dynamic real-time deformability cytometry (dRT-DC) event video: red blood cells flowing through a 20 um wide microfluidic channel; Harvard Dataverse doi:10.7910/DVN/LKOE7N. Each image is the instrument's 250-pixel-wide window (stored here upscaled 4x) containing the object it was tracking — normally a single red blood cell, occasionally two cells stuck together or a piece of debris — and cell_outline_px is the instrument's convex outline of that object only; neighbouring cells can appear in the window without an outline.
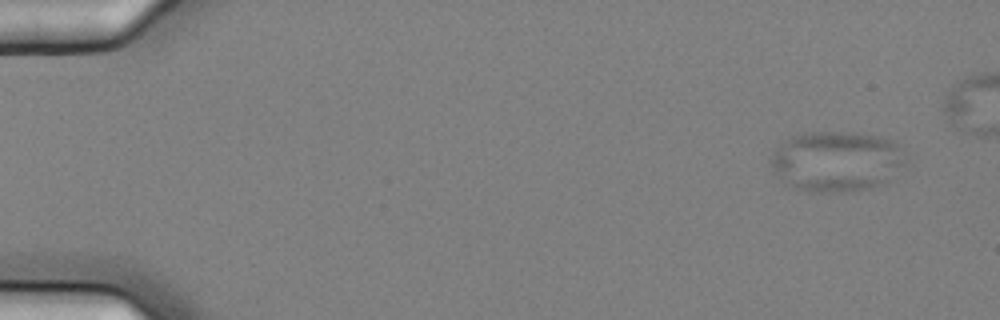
{"species": "common noctule bat (a hibernating species)", "species_latin": "Nyctalus noctula", "temperature_condition": "cold", "stored_images_in_passage": 4, "camera_frame_rate_fps": 3000, "um_per_image_px": 0.085, "animal": {"sex": "female", "body_mass_g": 25.1}, "frame": {"image": 1, "passage_image": 1, "time_ms": 0.0, "image_size_px": [1000, 320], "cell_outline_px": [[908, 164], [888, 180], [868, 188], [852, 192], [808, 192], [796, 188], [772, 172], [768, 164], [776, 148], [792, 136], [812, 132], [852, 132], [880, 136], [896, 140], [908, 160]], "centroid_in_image_um": [71.16, 13.71], "position_along_channel_um": 13.8, "area_um2": 47.97}}